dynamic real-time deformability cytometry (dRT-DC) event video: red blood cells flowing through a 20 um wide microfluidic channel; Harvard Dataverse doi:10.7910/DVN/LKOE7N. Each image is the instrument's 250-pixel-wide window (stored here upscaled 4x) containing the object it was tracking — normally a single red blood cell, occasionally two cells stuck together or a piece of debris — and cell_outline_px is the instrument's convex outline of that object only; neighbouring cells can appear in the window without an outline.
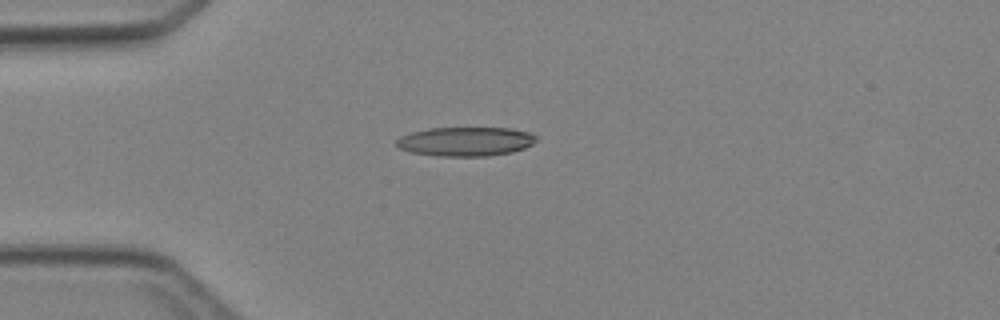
{"species": "Egyptian fruit bat (a non-hibernating species)", "species_latin": "Rousettus aegyptiacus", "temperature_condition": "cold", "stored_images_in_passage": 5, "camera_frame_rate_fps": 3000, "um_per_image_px": 0.085, "animal": {"sex": "female"}, "frame": {"image": 1, "passage_image": 4, "time_ms": 3.333, "image_size_px": [1000, 320], "cell_outline_px": [[536, 140], [532, 144], [524, 148], [512, 152], [488, 156], [436, 156], [412, 152], [400, 148], [396, 144], [396, 140], [400, 136], [412, 132], [428, 128], [512, 128], [532, 132], [536, 136]], "centroid_in_image_um": [39.6, 12.02], "position_along_channel_um": 45.4, "area_um2": 23.81}}